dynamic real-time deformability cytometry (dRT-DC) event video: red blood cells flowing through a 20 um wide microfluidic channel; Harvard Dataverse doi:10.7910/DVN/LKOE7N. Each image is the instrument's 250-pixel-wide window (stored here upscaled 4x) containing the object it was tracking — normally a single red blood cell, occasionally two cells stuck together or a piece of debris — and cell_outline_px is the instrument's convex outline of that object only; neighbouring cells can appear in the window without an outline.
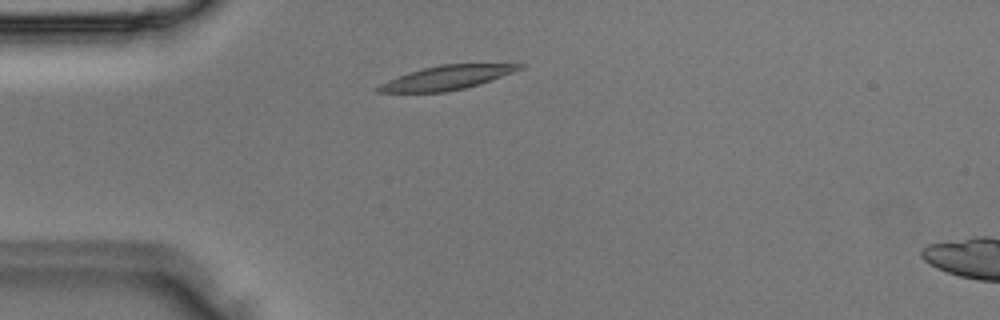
{"species": "Egyptian fruit bat (a non-hibernating species)", "species_latin": "Rousettus aegyptiacus", "temperature_condition": "room temperature", "stored_images_in_passage": 3, "camera_frame_rate_fps": 3000, "um_per_image_px": 0.085, "animal": {"sex": "male"}, "frame": {"image": 1, "passage_image": 2, "time_ms": 0.333, "image_size_px": [1000, 320], "cell_outline_px": [[528, 64], [524, 68], [480, 84], [464, 88], [444, 92], [376, 92], [376, 88], [380, 84], [396, 76], [408, 72], [440, 64]], "centroid_in_image_um": [37.97, 6.59], "position_along_channel_um": 47.0, "area_um2": 19.65}}